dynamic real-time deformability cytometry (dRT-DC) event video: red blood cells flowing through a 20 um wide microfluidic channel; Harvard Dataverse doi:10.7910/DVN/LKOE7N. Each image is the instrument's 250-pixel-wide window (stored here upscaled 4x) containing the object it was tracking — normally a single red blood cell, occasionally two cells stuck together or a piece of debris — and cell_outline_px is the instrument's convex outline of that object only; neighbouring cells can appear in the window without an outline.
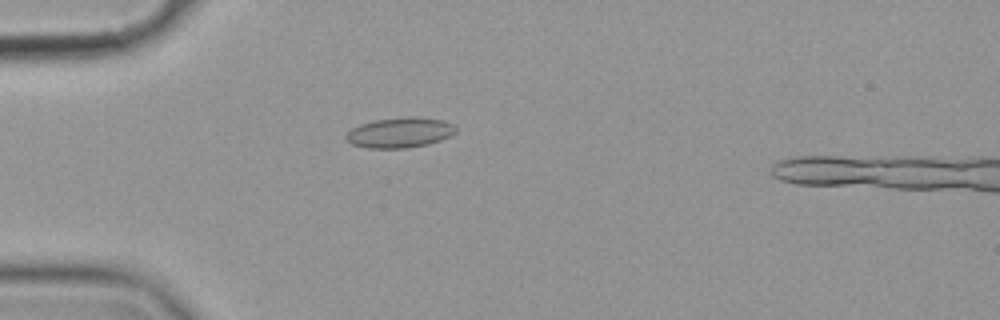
{"species": "common noctule bat (a hibernating species)", "species_latin": "Nyctalus noctula", "temperature_condition": "cold", "stored_images_in_passage": 40, "camera_frame_rate_fps": 3000, "um_per_image_px": 0.085, "animal": {"sex": "female", "body_mass_g": 19.9}, "frame": {"image": 1, "passage_image": 1, "time_ms": 0.0, "image_size_px": [1000, 320], "cell_outline_px": [[456, 132], [440, 140], [428, 144], [404, 148], [368, 148], [352, 144], [344, 140], [344, 136], [352, 128], [360, 124], [376, 120], [408, 116], [416, 116], [444, 120], [452, 124], [456, 128]], "centroid_in_image_um": [33.96, 11.26], "position_along_channel_um": 51.0, "area_um2": 19.36}}
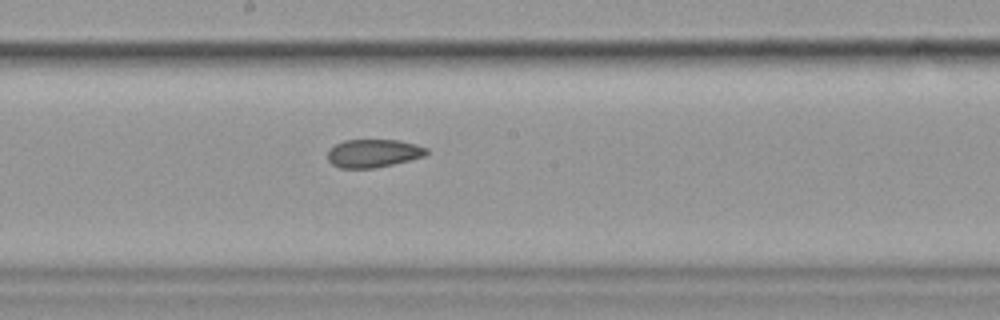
{"frame": {"image": 2, "passage_image": 16, "time_ms": 5.0, "image_size_px": [1000, 320], "cell_outline_px": [[428, 152], [424, 156], [392, 164], [372, 168], [340, 168], [332, 164], [328, 160], [328, 148], [344, 140], [400, 140], [428, 148]], "centroid_in_image_um": [31.7, 13.02], "position_along_channel_um": 216.5, "area_um2": 16.13}}
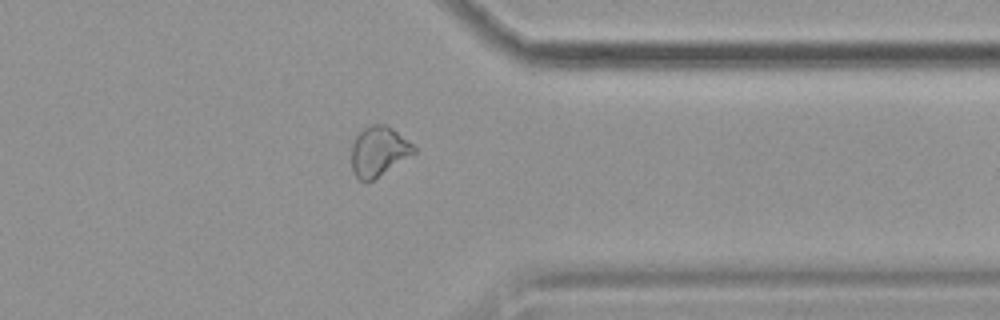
{"frame": {"image": 3, "passage_image": 30, "time_ms": 9.667, "image_size_px": [1000, 320], "cell_outline_px": [[416, 152], [372, 180], [360, 180], [356, 176], [352, 168], [352, 144], [356, 136], [364, 128], [372, 124], [384, 124], [392, 128], [412, 144], [416, 148]], "centroid_in_image_um": [32.18, 12.84], "position_along_channel_um": 379.2, "area_um2": 17.63}}